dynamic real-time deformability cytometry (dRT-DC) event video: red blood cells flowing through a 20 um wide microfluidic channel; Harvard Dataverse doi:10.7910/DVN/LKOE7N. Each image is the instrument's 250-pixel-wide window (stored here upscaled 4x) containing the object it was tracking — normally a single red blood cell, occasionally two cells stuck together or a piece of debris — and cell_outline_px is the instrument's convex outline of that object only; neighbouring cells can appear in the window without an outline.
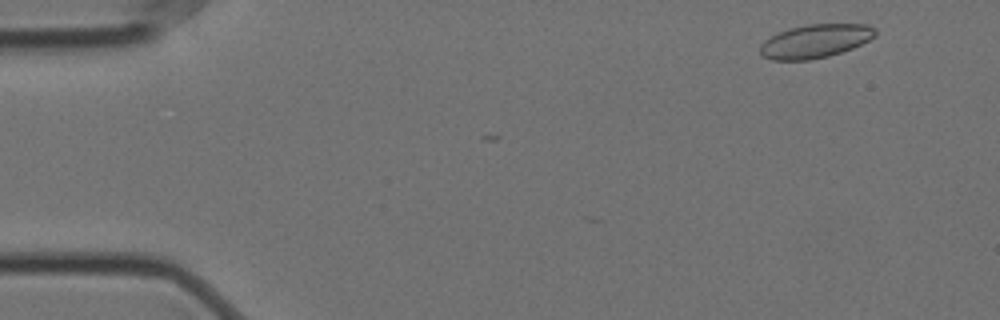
{"species": "Egyptian fruit bat (a non-hibernating species)", "species_latin": "Rousettus aegyptiacus", "temperature_condition": "cold", "stored_images_in_passage": 7, "camera_frame_rate_fps": 3000, "um_per_image_px": 0.085, "animal": {"sex": "female"}, "frame": {"image": 1, "passage_image": 4, "time_ms": 1.0, "image_size_px": [1000, 320], "cell_outline_px": [[876, 36], [852, 48], [828, 56], [812, 60], [772, 60], [764, 56], [760, 52], [760, 44], [764, 40], [780, 32], [792, 28], [808, 24], [864, 24], [876, 28]], "centroid_in_image_um": [69.3, 3.5], "position_along_channel_um": 15.7, "area_um2": 22.31}}